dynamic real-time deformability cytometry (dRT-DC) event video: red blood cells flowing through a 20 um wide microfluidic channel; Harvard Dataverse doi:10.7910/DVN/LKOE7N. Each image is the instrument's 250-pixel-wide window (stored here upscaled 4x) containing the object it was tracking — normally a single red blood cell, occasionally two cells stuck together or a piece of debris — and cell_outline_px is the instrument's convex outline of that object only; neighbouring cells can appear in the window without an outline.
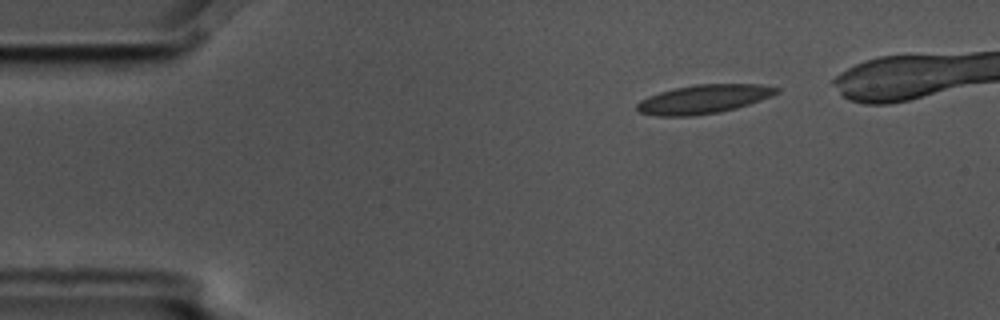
{"species": "common noctule bat (a hibernating species)", "species_latin": "Nyctalus noctula", "temperature_condition": "cold", "stored_images_in_passage": 5, "camera_frame_rate_fps": 3000, "um_per_image_px": 0.085, "animal": {"sex": "male", "body_mass_g": 17.5, "forearm_length_mm": 52.3}, "frame": {"image": 1, "passage_image": 2, "time_ms": 0.333, "image_size_px": [1000, 320], "cell_outline_px": [[780, 92], [772, 96], [736, 108], [720, 112], [692, 116], [656, 116], [640, 112], [636, 108], [636, 104], [640, 100], [648, 96], [660, 92], [676, 88], [696, 84], [760, 84], [780, 88]], "centroid_in_image_um": [59.82, 8.43], "position_along_channel_um": 25.2, "area_um2": 23.41}}